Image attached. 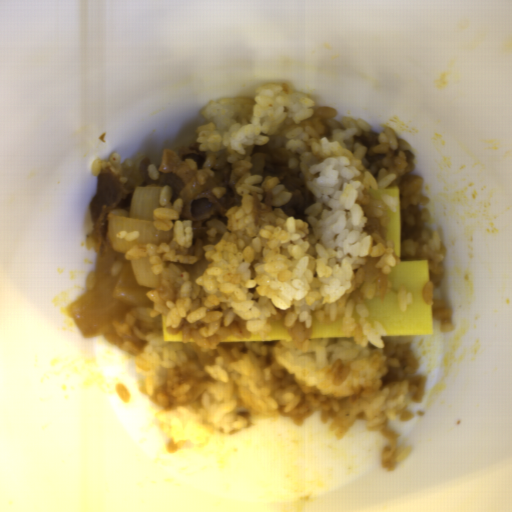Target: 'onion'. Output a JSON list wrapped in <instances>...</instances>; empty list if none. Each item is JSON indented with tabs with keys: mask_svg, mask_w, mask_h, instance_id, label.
Returning a JSON list of instances; mask_svg holds the SVG:
<instances>
[{
	"mask_svg": "<svg viewBox=\"0 0 512 512\" xmlns=\"http://www.w3.org/2000/svg\"><path fill=\"white\" fill-rule=\"evenodd\" d=\"M160 193L161 186H136L128 210L120 207L110 213L107 236L113 245L98 259L93 288L69 308L86 340L103 335L133 310L153 307L146 295L159 286L160 274L152 271L148 257L124 256L134 246H171L174 242L173 228L159 230L153 221L154 211L162 207ZM123 230H140V236L131 242L115 237Z\"/></svg>",
	"mask_w": 512,
	"mask_h": 512,
	"instance_id": "1",
	"label": "onion"
}]
</instances>
